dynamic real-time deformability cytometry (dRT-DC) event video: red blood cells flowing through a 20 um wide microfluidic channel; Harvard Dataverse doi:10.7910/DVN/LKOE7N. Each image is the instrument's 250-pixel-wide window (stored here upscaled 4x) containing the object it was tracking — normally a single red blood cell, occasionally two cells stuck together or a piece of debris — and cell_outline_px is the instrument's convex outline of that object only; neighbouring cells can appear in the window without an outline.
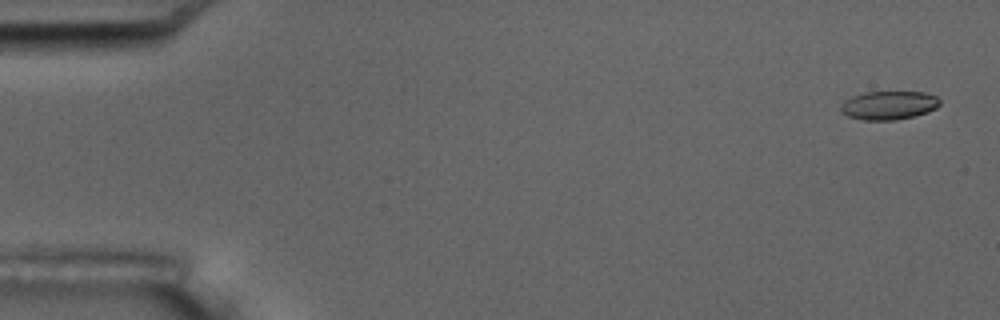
{"species": "common noctule bat (a hibernating species)", "species_latin": "Nyctalus noctula", "temperature_condition": "room temperature", "stored_images_in_passage": 8, "camera_frame_rate_fps": 3000, "um_per_image_px": 0.085, "animal": {"sex": "male", "body_mass_g": 17.5, "forearm_length_mm": 52.3}, "frame": {"image": 1, "passage_image": 1, "time_ms": 0.0, "image_size_px": [1000, 320], "cell_outline_px": [[940, 104], [936, 108], [928, 112], [896, 120], [864, 120], [848, 116], [840, 112], [840, 104], [852, 96], [864, 92], [924, 92], [936, 96], [940, 100]], "centroid_in_image_um": [75.53, 8.95], "position_along_channel_um": 9.5, "area_um2": 16.53}}
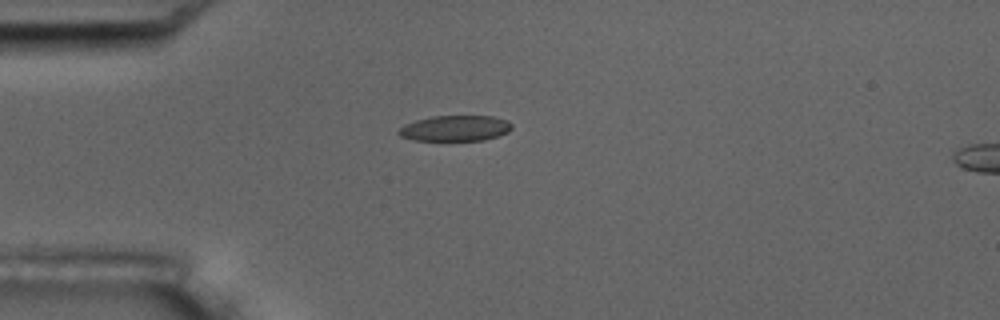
{"frame": {"image": 2, "passage_image": 4, "time_ms": 4.333, "image_size_px": [1000, 320], "cell_outline_px": [[512, 128], [508, 132], [484, 140], [412, 140], [400, 136], [396, 132], [404, 124], [416, 120], [432, 116], [492, 116], [508, 120], [512, 124]], "centroid_in_image_um": [38.68, 10.9], "position_along_channel_um": 46.3, "area_um2": 16.94}}
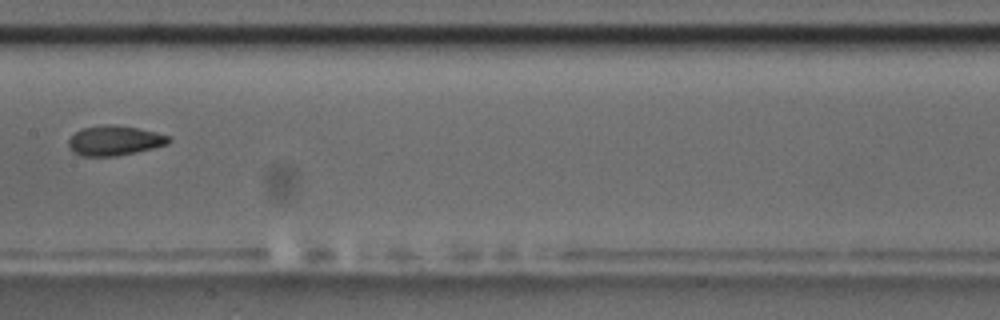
{"frame": {"image": 3, "passage_image": 8, "time_ms": 9.0, "image_size_px": [1000, 320], "cell_outline_px": [[172, 140], [168, 144], [136, 152], [116, 156], [80, 156], [72, 152], [68, 144], [68, 140], [76, 132], [84, 128], [104, 124], [112, 124], [136, 128], [156, 132], [172, 136]], "centroid_in_image_um": [9.75, 11.95], "position_along_channel_um": 197.6, "area_um2": 17.46}}